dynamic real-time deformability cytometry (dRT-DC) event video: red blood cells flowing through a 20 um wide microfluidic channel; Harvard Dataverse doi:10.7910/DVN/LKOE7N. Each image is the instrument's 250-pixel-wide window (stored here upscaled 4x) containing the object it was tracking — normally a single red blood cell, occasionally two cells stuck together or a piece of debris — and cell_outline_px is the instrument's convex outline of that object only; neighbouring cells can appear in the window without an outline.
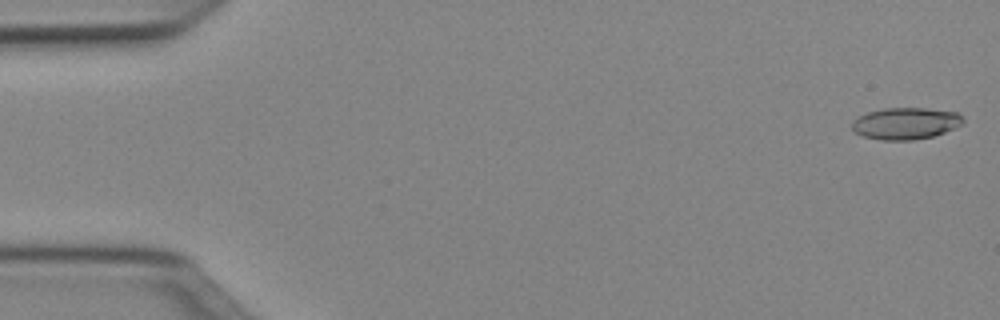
{"species": "Egyptian fruit bat (a non-hibernating species)", "species_latin": "Rousettus aegyptiacus", "temperature_condition": "cold", "stored_images_in_passage": 50, "camera_frame_rate_fps": 3000, "um_per_image_px": 0.085, "animal": {"sex": "female"}, "frame": {"image": 1, "passage_image": 1, "time_ms": 0.0, "image_size_px": [1000, 320], "cell_outline_px": [[964, 124], [944, 132], [932, 136], [912, 140], [880, 140], [864, 136], [856, 132], [852, 128], [852, 120], [868, 112], [884, 108], [924, 108], [956, 112], [964, 116]], "centroid_in_image_um": [77.0, 10.48], "position_along_channel_um": 8.0, "area_um2": 20.52}}
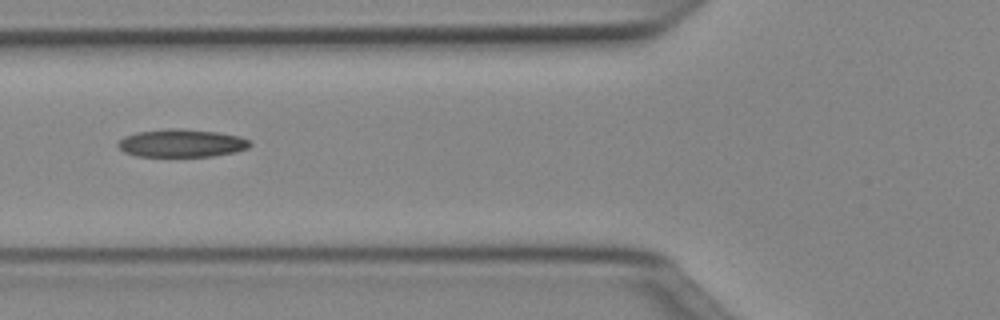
{"frame": {"image": 2, "passage_image": 19, "time_ms": 6.0, "image_size_px": [1000, 320], "cell_outline_px": [[252, 144], [248, 148], [236, 152], [212, 156], [136, 156], [124, 152], [116, 144], [124, 136], [136, 132], [168, 128], [180, 128], [216, 132], [240, 136], [252, 140]], "centroid_in_image_um": [15.46, 12.16], "position_along_channel_um": 110.3, "area_um2": 21.62}}
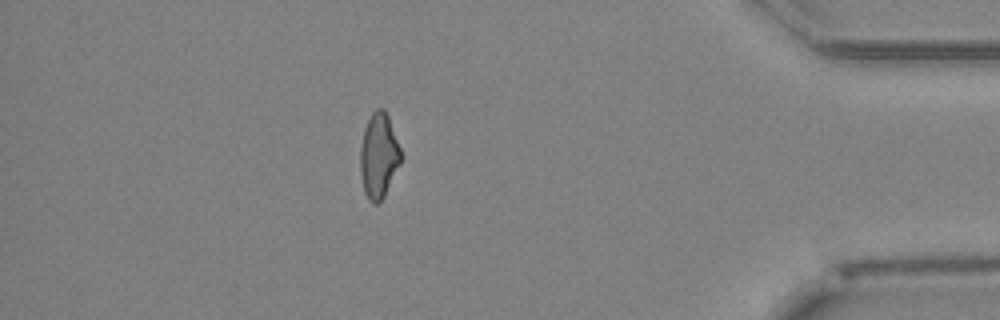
{"frame": {"image": 3, "passage_image": 44, "time_ms": 14.333, "image_size_px": [1000, 320], "cell_outline_px": [[400, 164], [384, 196], [376, 204], [372, 204], [368, 200], [364, 192], [360, 176], [360, 148], [364, 128], [372, 112], [376, 108], [384, 108], [388, 116], [400, 148]], "centroid_in_image_um": [32.17, 13.24], "position_along_channel_um": 403.0, "area_um2": 20.06}, "authors_computed_cell_mechanics": {"area_um2": 20.7791, "velocity_mm_per_s": 4.0193, "shape_relaxation_time_tau1_ms": null, "shape_relaxation_time_tau2_ms": 6.1194, "deformation_change_tau1": null, "deformation_change_tau2": 0.1523}}